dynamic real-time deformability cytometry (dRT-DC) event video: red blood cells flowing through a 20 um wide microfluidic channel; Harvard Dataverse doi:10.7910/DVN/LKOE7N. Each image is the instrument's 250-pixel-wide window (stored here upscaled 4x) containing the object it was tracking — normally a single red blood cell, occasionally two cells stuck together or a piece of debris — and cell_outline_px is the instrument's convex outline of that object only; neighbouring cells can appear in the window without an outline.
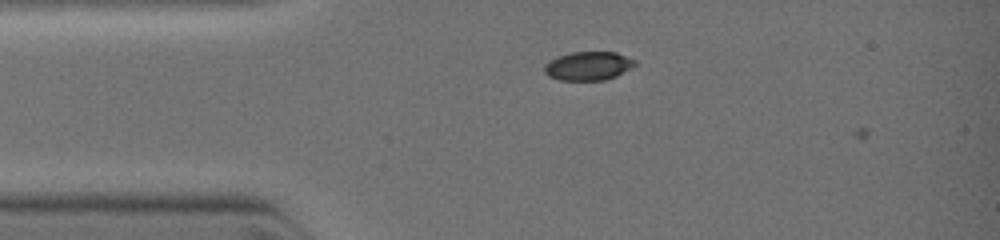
{"species": "common noctule bat (a hibernating species)", "species_latin": "Nyctalus noctula", "temperature_condition": "warm", "stored_images_in_passage": 2, "camera_frame_rate_fps": 3000, "um_per_image_px": 0.085, "animal": {"sex": "female", "body_mass_g": 19.0, "forearm_length_mm": 51.5}, "frame": {"image": 1, "passage_image": 1, "time_ms": 0.0, "image_size_px": [1000, 240], "cell_outline_px": [[636, 64], [616, 76], [604, 80], [560, 80], [548, 76], [544, 72], [544, 68], [552, 60], [560, 56], [572, 52], [616, 52], [636, 60]], "centroid_in_image_um": [50.03, 5.61], "position_along_channel_um": 35.0, "area_um2": 14.85}}